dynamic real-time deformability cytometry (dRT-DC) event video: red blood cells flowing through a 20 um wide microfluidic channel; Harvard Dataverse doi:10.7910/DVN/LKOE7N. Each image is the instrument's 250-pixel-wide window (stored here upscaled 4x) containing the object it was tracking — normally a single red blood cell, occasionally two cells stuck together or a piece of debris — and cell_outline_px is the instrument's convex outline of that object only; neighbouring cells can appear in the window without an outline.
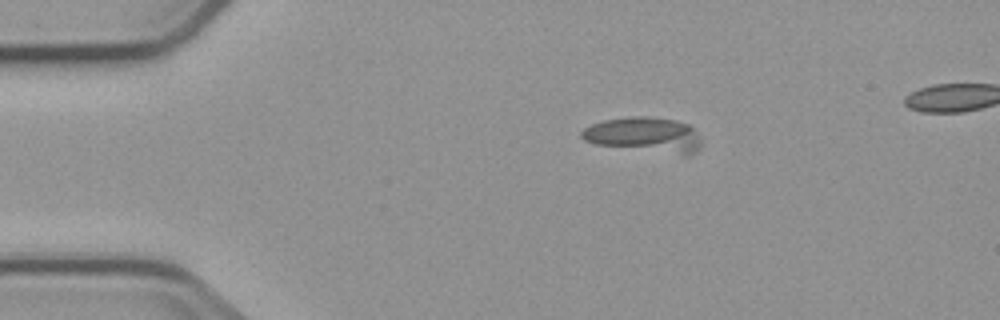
{"species": "common noctule bat (a hibernating species)", "species_latin": "Nyctalus noctula", "temperature_condition": "cold", "stored_images_in_passage": 4, "camera_frame_rate_fps": 3000, "um_per_image_px": 0.085, "animal": {"sex": "male", "body_mass_g": 23.1, "forearm_length_mm": 52.7}, "frame": {"image": 1, "passage_image": 1, "time_ms": 0.0, "image_size_px": [1000, 320], "cell_outline_px": [[700, 144], [696, 152], [688, 156], [684, 156], [596, 144], [584, 140], [580, 136], [580, 132], [584, 128], [592, 124], [604, 120], [632, 116], [648, 116], [676, 120], [688, 124], [692, 128], [700, 140]], "centroid_in_image_um": [54.77, 11.47], "position_along_channel_um": 30.2, "area_um2": 24.62}}